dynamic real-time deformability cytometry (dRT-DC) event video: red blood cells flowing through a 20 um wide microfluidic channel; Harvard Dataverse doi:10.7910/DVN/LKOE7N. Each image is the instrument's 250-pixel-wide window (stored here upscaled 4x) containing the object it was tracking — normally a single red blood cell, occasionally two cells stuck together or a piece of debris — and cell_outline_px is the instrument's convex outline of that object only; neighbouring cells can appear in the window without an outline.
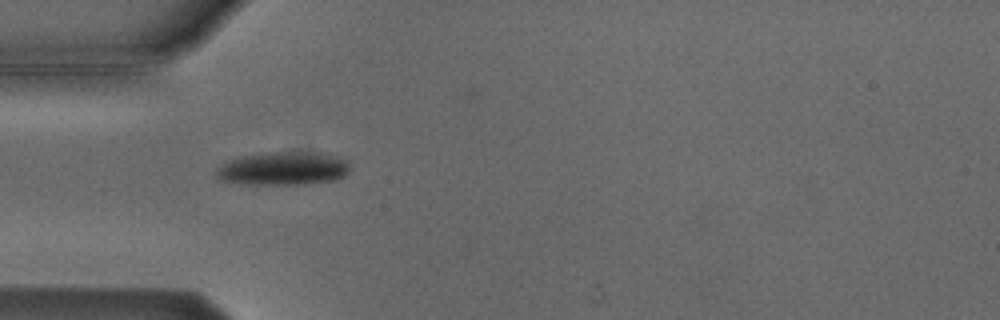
{"species": "Egyptian fruit bat (a non-hibernating species)", "species_latin": "Rousettus aegyptiacus", "temperature_condition": "cold", "stored_images_in_passage": 6, "camera_frame_rate_fps": 3000, "um_per_image_px": 0.085, "animal": {"sex": "male"}, "frame": {"image": 1, "passage_image": 5, "time_ms": 4.667, "image_size_px": [1000, 320], "cell_outline_px": [[348, 172], [344, 176], [336, 180], [304, 184], [248, 184], [220, 180], [216, 176], [216, 168], [228, 160], [236, 156], [272, 152], [320, 152], [348, 160]], "centroid_in_image_um": [24.05, 14.31], "position_along_channel_um": 60.9, "area_um2": 26.13}}